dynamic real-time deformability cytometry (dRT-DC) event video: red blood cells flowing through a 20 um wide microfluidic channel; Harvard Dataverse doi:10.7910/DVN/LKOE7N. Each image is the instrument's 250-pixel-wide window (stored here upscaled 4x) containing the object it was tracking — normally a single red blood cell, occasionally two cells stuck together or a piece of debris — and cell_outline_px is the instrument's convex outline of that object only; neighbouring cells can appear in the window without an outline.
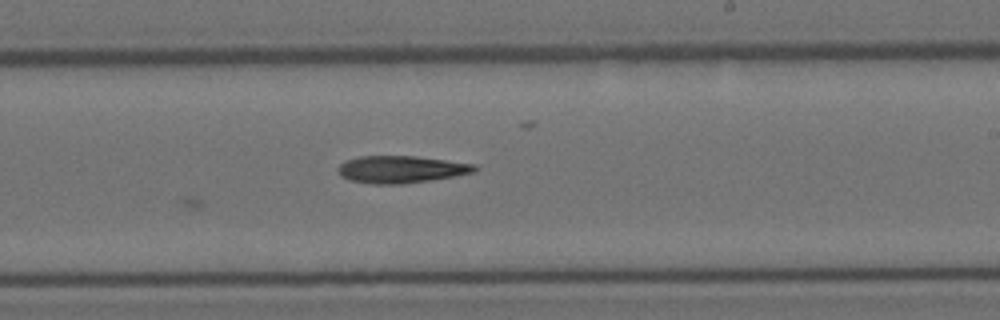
{"species": "Egyptian fruit bat (a non-hibernating species)", "species_latin": "Rousettus aegyptiacus", "temperature_condition": "room temperature", "stored_images_in_passage": 27, "camera_frame_rate_fps": 3000, "um_per_image_px": 0.085, "animal": {"sex": "female"}, "frame": {"image": 1, "passage_image": 15, "time_ms": 4.667, "image_size_px": [1000, 320], "cell_outline_px": [[480, 168], [476, 172], [432, 180], [400, 184], [372, 184], [352, 180], [340, 176], [336, 168], [344, 160], [360, 156], [416, 156], [476, 164]], "centroid_in_image_um": [34.1, 14.39], "position_along_channel_um": 254.9, "area_um2": 21.85}}
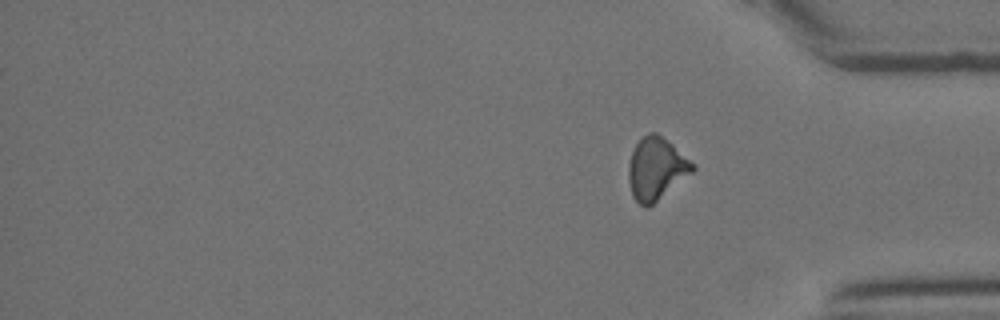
{"frame": {"image": 2, "passage_image": 27, "time_ms": 8.667, "image_size_px": [1000, 320], "cell_outline_px": [[696, 168], [692, 172], [648, 208], [644, 208], [632, 196], [628, 180], [628, 164], [632, 152], [636, 144], [648, 132], [656, 132], [672, 144], [696, 164]], "centroid_in_image_um": [55.77, 14.34], "position_along_channel_um": 379.4, "area_um2": 23.18}}